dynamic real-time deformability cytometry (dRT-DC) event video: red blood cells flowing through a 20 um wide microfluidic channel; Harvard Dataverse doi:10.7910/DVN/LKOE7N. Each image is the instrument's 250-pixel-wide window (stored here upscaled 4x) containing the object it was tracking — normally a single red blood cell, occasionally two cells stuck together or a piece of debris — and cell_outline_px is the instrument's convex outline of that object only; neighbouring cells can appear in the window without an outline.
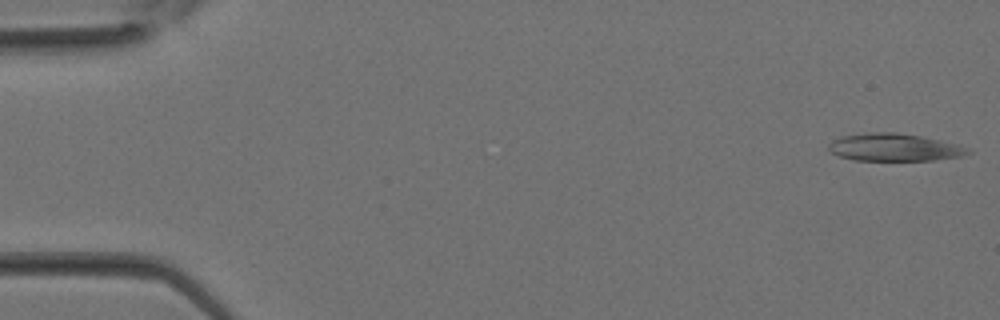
{"species": "Egyptian fruit bat (a non-hibernating species)", "species_latin": "Rousettus aegyptiacus", "temperature_condition": "room temperature", "stored_images_in_passage": 14, "camera_frame_rate_fps": 3000, "um_per_image_px": 0.085, "animal": {"sex": "female"}, "frame": {"image": 1, "passage_image": 1, "time_ms": 0.0, "image_size_px": [1000, 320], "cell_outline_px": [[972, 152], [964, 156], [932, 160], [856, 160], [840, 156], [832, 152], [828, 148], [828, 144], [832, 140], [840, 136], [868, 132], [896, 132], [920, 136], [940, 140], [956, 144], [968, 148]], "centroid_in_image_um": [76.01, 12.52], "position_along_channel_um": 9.0, "area_um2": 22.31}}
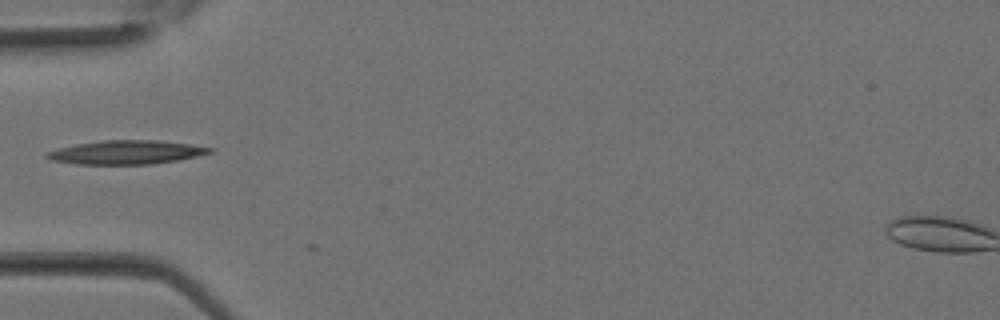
{"frame": {"image": 2, "passage_image": 11, "time_ms": 3.333, "image_size_px": [1000, 320], "cell_outline_px": [[216, 148], [212, 152], [196, 156], [176, 160], [152, 164], [76, 164], [52, 160], [44, 156], [44, 152], [76, 144], [104, 140], [160, 140]], "centroid_in_image_um": [10.72, 12.94], "position_along_channel_um": 74.3, "area_um2": 22.48}}
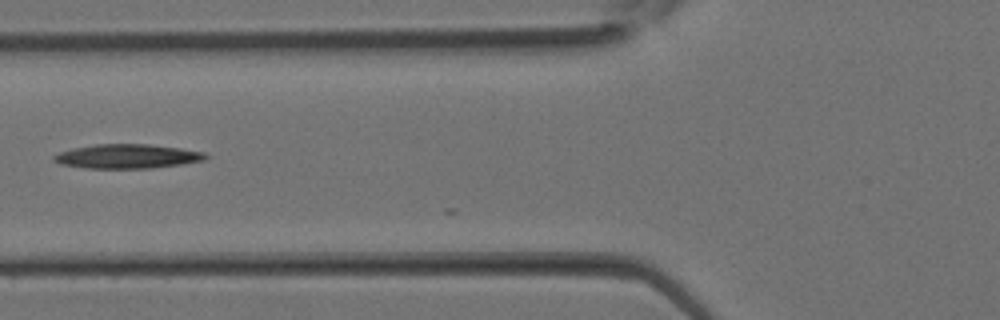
{"frame": {"image": 3, "passage_image": 13, "time_ms": 4.0, "image_size_px": [1000, 320], "cell_outline_px": [[208, 156], [204, 160], [180, 164], [152, 168], [84, 168], [60, 164], [52, 160], [52, 156], [60, 152], [72, 148], [96, 144], [148, 144], [180, 148], [204, 152]], "centroid_in_image_um": [10.77, 13.28], "position_along_channel_um": 115.0, "area_um2": 21.39}}